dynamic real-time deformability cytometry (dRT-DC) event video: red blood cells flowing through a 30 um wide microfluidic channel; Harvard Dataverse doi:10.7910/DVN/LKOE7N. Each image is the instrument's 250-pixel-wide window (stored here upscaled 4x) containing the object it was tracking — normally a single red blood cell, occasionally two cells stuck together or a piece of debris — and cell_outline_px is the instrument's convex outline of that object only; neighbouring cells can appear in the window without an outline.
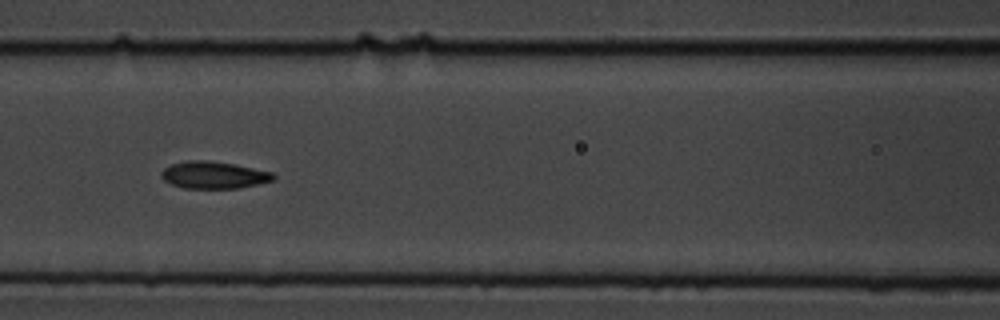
{"species": "common noctule bat (a hibernating species)", "species_latin": "Nyctalus noctula", "temperature_condition": "cold", "stored_images_in_passage": 6, "segment_of_instrument_passage": [1, 2], "camera_frame_rate_fps": 3000, "um_per_image_px": 0.085, "animal": {"sex": "male", "body_mass_g": 19.5, "forearm_length_mm": 54.6}, "frame": {"image": 1, "passage_image": 5, "time_ms": 5.333, "image_size_px": [1000, 320], "cell_outline_px": [[276, 176], [272, 180], [240, 188], [184, 188], [172, 184], [164, 180], [160, 176], [160, 172], [164, 168], [172, 164], [188, 160], [208, 160], [236, 164], [272, 172]], "centroid_in_image_um": [18.15, 14.87], "position_along_channel_um": 148.5, "area_um2": 17.69}}